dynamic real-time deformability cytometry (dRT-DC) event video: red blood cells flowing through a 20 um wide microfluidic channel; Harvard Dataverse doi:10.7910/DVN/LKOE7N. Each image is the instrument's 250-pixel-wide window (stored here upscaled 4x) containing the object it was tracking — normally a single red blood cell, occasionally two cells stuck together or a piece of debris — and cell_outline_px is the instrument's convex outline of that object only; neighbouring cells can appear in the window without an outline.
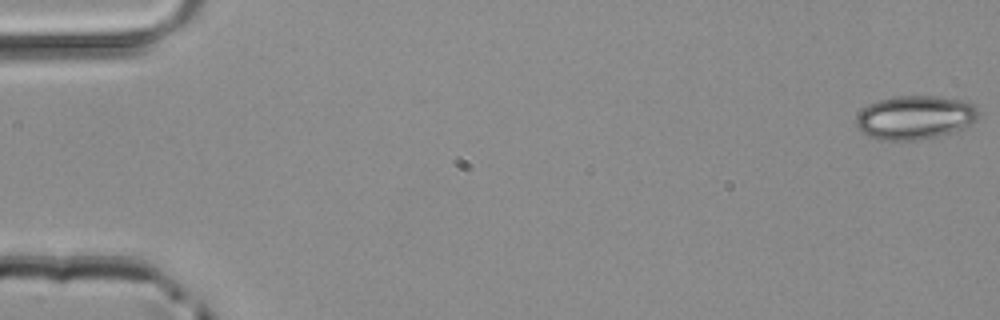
{"species": "common noctule bat (a hibernating species)", "species_latin": "Nyctalus noctula", "temperature_condition": "room temperature", "stored_images_in_passage": 50, "camera_frame_rate_fps": 3000, "um_per_image_px": 0.085, "animal": {"sex": "male", "body_mass_g": 20.4}, "frame": {"image": 1, "passage_image": 1, "time_ms": 0.0, "image_size_px": [1000, 320], "cell_outline_px": [[980, 112], [976, 120], [952, 132], [936, 136], [916, 140], [880, 140], [868, 136], [856, 124], [856, 116], [868, 104], [892, 96], [940, 96], [964, 100], [976, 104]], "centroid_in_image_um": [77.8, 9.96], "position_along_channel_um": 7.2, "area_um2": 31.15}}
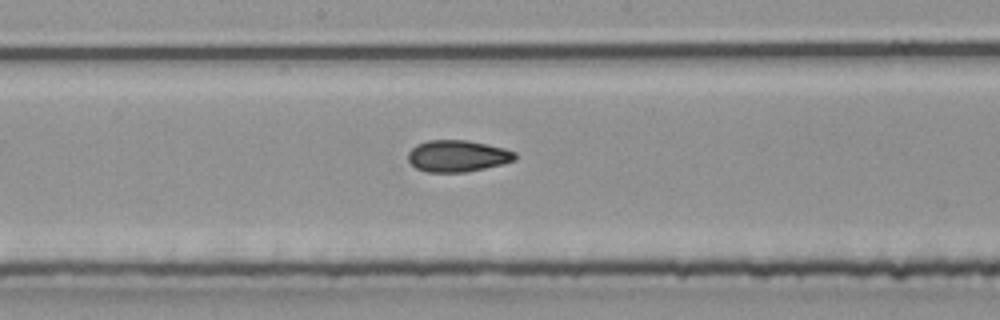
{"frame": {"image": 2, "passage_image": 27, "time_ms": 8.667, "image_size_px": [1000, 320], "cell_outline_px": [[516, 160], [504, 164], [464, 172], [428, 172], [416, 168], [408, 160], [408, 152], [416, 144], [428, 140], [468, 140], [504, 148], [516, 152]], "centroid_in_image_um": [38.9, 13.25], "position_along_channel_um": 209.3, "area_um2": 19.77}}
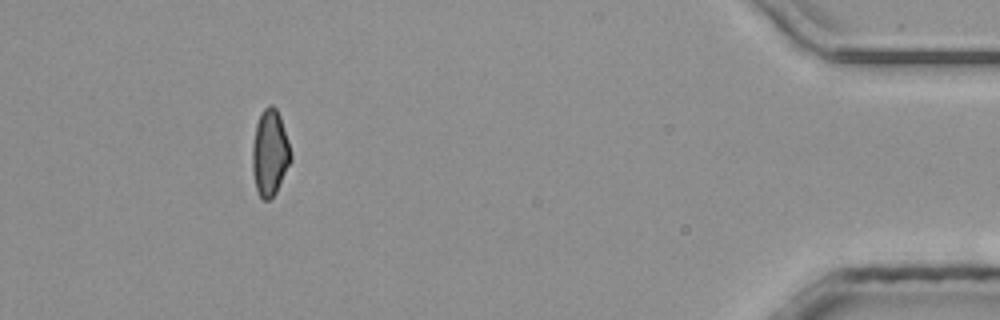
{"frame": {"image": 3, "passage_image": 46, "time_ms": 15.0, "image_size_px": [1000, 320], "cell_outline_px": [[292, 160], [276, 192], [268, 200], [264, 200], [260, 196], [256, 188], [252, 168], [252, 144], [256, 124], [260, 112], [268, 104], [272, 104], [276, 108], [280, 116], [288, 140], [292, 156]], "centroid_in_image_um": [22.94, 12.95], "position_along_channel_um": 412.3, "area_um2": 19.36}}